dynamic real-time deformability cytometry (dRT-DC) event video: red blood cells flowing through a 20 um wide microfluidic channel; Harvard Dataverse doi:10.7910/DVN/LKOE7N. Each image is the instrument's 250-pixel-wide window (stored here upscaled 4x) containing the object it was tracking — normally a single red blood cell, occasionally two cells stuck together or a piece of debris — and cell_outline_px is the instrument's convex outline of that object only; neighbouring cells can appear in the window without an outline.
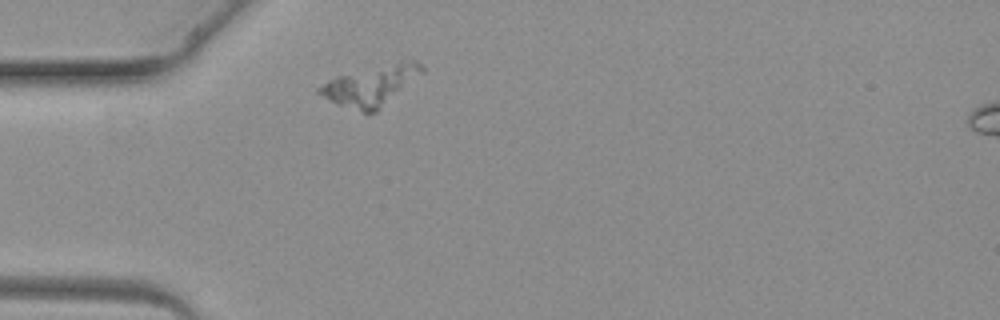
{"species": "common noctule bat (a hibernating species)", "species_latin": "Nyctalus noctula", "temperature_condition": "warm", "stored_images_in_passage": 2, "segment_of_instrument_passage": [1, 2], "camera_frame_rate_fps": 3000, "um_per_image_px": 0.085, "animal": {"sex": "female", "body_mass_g": 19.3, "forearm_length_mm": 54.1}, "frame": {"image": 1, "passage_image": 1, "time_ms": 0.0, "image_size_px": [1000, 320], "cell_outline_px": [[424, 72], [376, 112], [364, 112], [336, 104], [328, 100], [316, 92], [316, 88], [328, 80], [336, 76], [400, 60], [416, 60], [424, 68]], "centroid_in_image_um": [31.53, 7.26], "position_along_channel_um": 53.5, "area_um2": 23.81}}